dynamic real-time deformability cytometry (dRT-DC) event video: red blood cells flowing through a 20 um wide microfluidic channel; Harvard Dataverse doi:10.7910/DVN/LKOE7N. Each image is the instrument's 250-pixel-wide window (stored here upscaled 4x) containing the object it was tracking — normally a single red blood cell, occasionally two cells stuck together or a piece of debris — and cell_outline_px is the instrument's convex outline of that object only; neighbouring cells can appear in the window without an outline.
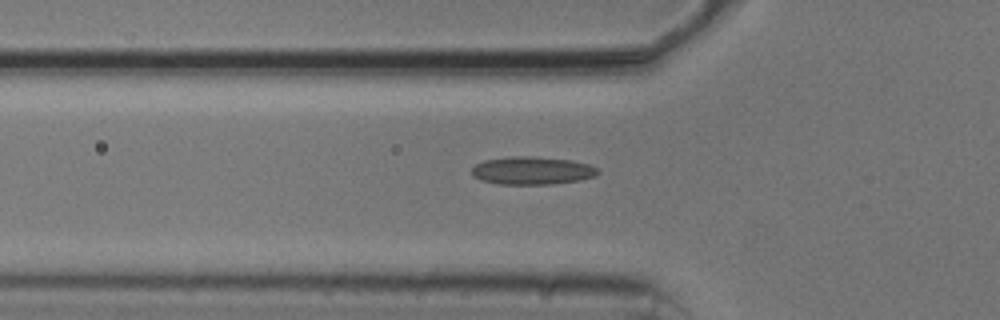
{"species": "common noctule bat (a hibernating species)", "species_latin": "Nyctalus noctula", "temperature_condition": "cold", "stored_images_in_passage": 48, "camera_frame_rate_fps": 3000, "um_per_image_px": 0.085, "animal": {"sex": "male", "body_mass_g": 20.5, "forearm_length_mm": 52.5}, "frame": {"image": 1, "passage_image": 17, "time_ms": 5.333, "image_size_px": [1000, 320], "cell_outline_px": [[600, 172], [596, 176], [580, 180], [552, 184], [500, 184], [480, 180], [472, 176], [472, 168], [476, 164], [484, 160], [512, 156], [528, 156], [572, 160], [588, 164], [596, 168]], "centroid_in_image_um": [45.22, 14.5], "position_along_channel_um": 80.6, "area_um2": 20.52}}
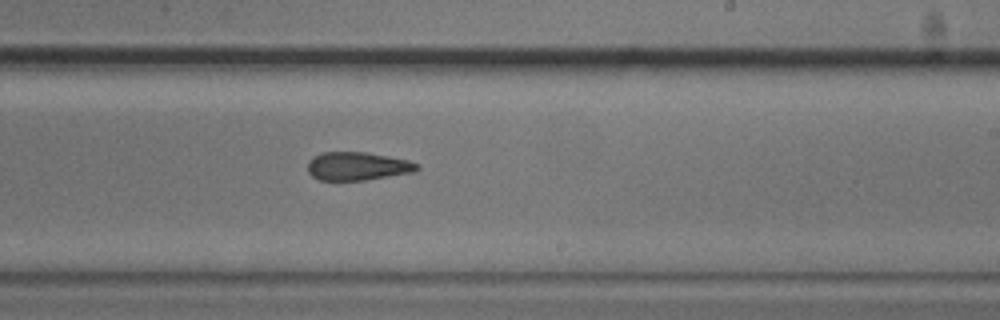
{"frame": {"image": 2, "passage_image": 31, "time_ms": 10.0, "image_size_px": [1000, 320], "cell_outline_px": [[420, 168], [412, 172], [364, 180], [320, 180], [312, 176], [308, 172], [308, 160], [312, 156], [324, 152], [364, 152], [388, 156], [408, 160], [420, 164]], "centroid_in_image_um": [30.37, 14.12], "position_along_channel_um": 258.6, "area_um2": 17.98}}
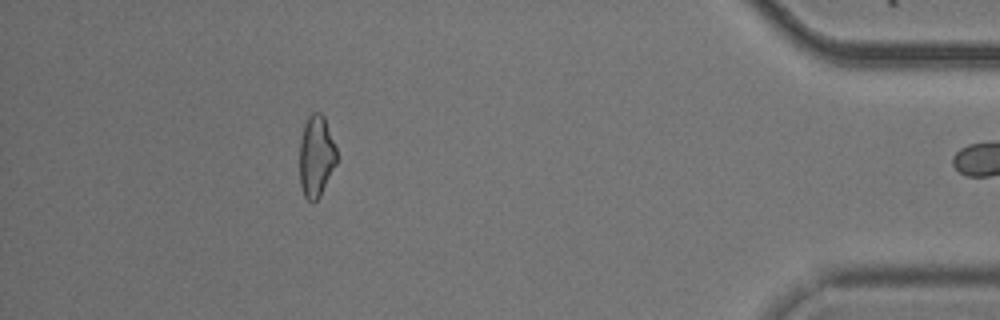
{"frame": {"image": 3, "passage_image": 47, "time_ms": 15.333, "image_size_px": [1000, 320], "cell_outline_px": [[336, 164], [320, 196], [312, 204], [304, 196], [300, 184], [300, 140], [304, 124], [308, 116], [312, 112], [320, 112], [324, 116], [336, 148]], "centroid_in_image_um": [26.86, 13.28], "position_along_channel_um": 408.3, "area_um2": 17.63}}